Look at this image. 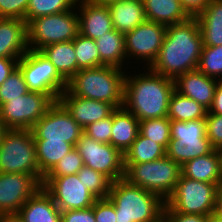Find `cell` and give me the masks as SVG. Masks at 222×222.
Segmentation results:
<instances>
[{"instance_id":"obj_1","label":"cell","mask_w":222,"mask_h":222,"mask_svg":"<svg viewBox=\"0 0 222 222\" xmlns=\"http://www.w3.org/2000/svg\"><path fill=\"white\" fill-rule=\"evenodd\" d=\"M203 40L195 17L168 25L158 57L149 67L153 72L175 79L198 68Z\"/></svg>"},{"instance_id":"obj_2","label":"cell","mask_w":222,"mask_h":222,"mask_svg":"<svg viewBox=\"0 0 222 222\" xmlns=\"http://www.w3.org/2000/svg\"><path fill=\"white\" fill-rule=\"evenodd\" d=\"M144 67V73L126 74L123 107L139 121L167 117L174 80Z\"/></svg>"},{"instance_id":"obj_3","label":"cell","mask_w":222,"mask_h":222,"mask_svg":"<svg viewBox=\"0 0 222 222\" xmlns=\"http://www.w3.org/2000/svg\"><path fill=\"white\" fill-rule=\"evenodd\" d=\"M108 198L114 204L116 222H162L165 201L125 178L111 183Z\"/></svg>"},{"instance_id":"obj_4","label":"cell","mask_w":222,"mask_h":222,"mask_svg":"<svg viewBox=\"0 0 222 222\" xmlns=\"http://www.w3.org/2000/svg\"><path fill=\"white\" fill-rule=\"evenodd\" d=\"M126 70L103 65L81 69L67 82V90L74 96L107 102L116 108L124 104Z\"/></svg>"},{"instance_id":"obj_5","label":"cell","mask_w":222,"mask_h":222,"mask_svg":"<svg viewBox=\"0 0 222 222\" xmlns=\"http://www.w3.org/2000/svg\"><path fill=\"white\" fill-rule=\"evenodd\" d=\"M124 168V178L129 183L159 195L164 201L182 174L181 165L168 156L146 163L124 164Z\"/></svg>"},{"instance_id":"obj_6","label":"cell","mask_w":222,"mask_h":222,"mask_svg":"<svg viewBox=\"0 0 222 222\" xmlns=\"http://www.w3.org/2000/svg\"><path fill=\"white\" fill-rule=\"evenodd\" d=\"M0 172L35 176L41 183L35 139L31 130L8 129L0 145Z\"/></svg>"},{"instance_id":"obj_7","label":"cell","mask_w":222,"mask_h":222,"mask_svg":"<svg viewBox=\"0 0 222 222\" xmlns=\"http://www.w3.org/2000/svg\"><path fill=\"white\" fill-rule=\"evenodd\" d=\"M170 136L166 156L181 166L186 161L207 155L214 149L206 135L205 118L186 122L171 120Z\"/></svg>"},{"instance_id":"obj_8","label":"cell","mask_w":222,"mask_h":222,"mask_svg":"<svg viewBox=\"0 0 222 222\" xmlns=\"http://www.w3.org/2000/svg\"><path fill=\"white\" fill-rule=\"evenodd\" d=\"M76 8L35 18L28 23L29 49L40 51L45 46L73 41L79 34Z\"/></svg>"},{"instance_id":"obj_9","label":"cell","mask_w":222,"mask_h":222,"mask_svg":"<svg viewBox=\"0 0 222 222\" xmlns=\"http://www.w3.org/2000/svg\"><path fill=\"white\" fill-rule=\"evenodd\" d=\"M218 185L192 180L181 174L165 205L174 212L209 215L215 210Z\"/></svg>"},{"instance_id":"obj_10","label":"cell","mask_w":222,"mask_h":222,"mask_svg":"<svg viewBox=\"0 0 222 222\" xmlns=\"http://www.w3.org/2000/svg\"><path fill=\"white\" fill-rule=\"evenodd\" d=\"M57 101L54 95L29 91L0 105V117L7 129L31 130Z\"/></svg>"},{"instance_id":"obj_11","label":"cell","mask_w":222,"mask_h":222,"mask_svg":"<svg viewBox=\"0 0 222 222\" xmlns=\"http://www.w3.org/2000/svg\"><path fill=\"white\" fill-rule=\"evenodd\" d=\"M28 90L54 95L58 100L67 89V82L59 75L55 66L40 51L29 50L18 61Z\"/></svg>"},{"instance_id":"obj_12","label":"cell","mask_w":222,"mask_h":222,"mask_svg":"<svg viewBox=\"0 0 222 222\" xmlns=\"http://www.w3.org/2000/svg\"><path fill=\"white\" fill-rule=\"evenodd\" d=\"M75 149L85 166L103 173L112 182L124 178V155L111 144L100 143L83 133Z\"/></svg>"},{"instance_id":"obj_13","label":"cell","mask_w":222,"mask_h":222,"mask_svg":"<svg viewBox=\"0 0 222 222\" xmlns=\"http://www.w3.org/2000/svg\"><path fill=\"white\" fill-rule=\"evenodd\" d=\"M31 131L35 141H62L74 147L84 133L59 101L33 125Z\"/></svg>"},{"instance_id":"obj_14","label":"cell","mask_w":222,"mask_h":222,"mask_svg":"<svg viewBox=\"0 0 222 222\" xmlns=\"http://www.w3.org/2000/svg\"><path fill=\"white\" fill-rule=\"evenodd\" d=\"M42 187L52 196L61 211L91 208L97 200L77 174L43 177Z\"/></svg>"},{"instance_id":"obj_15","label":"cell","mask_w":222,"mask_h":222,"mask_svg":"<svg viewBox=\"0 0 222 222\" xmlns=\"http://www.w3.org/2000/svg\"><path fill=\"white\" fill-rule=\"evenodd\" d=\"M166 25L146 21L125 34V51L127 60L141 59L148 67L158 57L166 35ZM129 58V59H128ZM131 58V59H130Z\"/></svg>"},{"instance_id":"obj_16","label":"cell","mask_w":222,"mask_h":222,"mask_svg":"<svg viewBox=\"0 0 222 222\" xmlns=\"http://www.w3.org/2000/svg\"><path fill=\"white\" fill-rule=\"evenodd\" d=\"M42 183L30 174L0 172V216L18 213Z\"/></svg>"},{"instance_id":"obj_17","label":"cell","mask_w":222,"mask_h":222,"mask_svg":"<svg viewBox=\"0 0 222 222\" xmlns=\"http://www.w3.org/2000/svg\"><path fill=\"white\" fill-rule=\"evenodd\" d=\"M58 101L83 129L94 122L111 116L117 109L107 102L74 96L67 89L61 93Z\"/></svg>"},{"instance_id":"obj_18","label":"cell","mask_w":222,"mask_h":222,"mask_svg":"<svg viewBox=\"0 0 222 222\" xmlns=\"http://www.w3.org/2000/svg\"><path fill=\"white\" fill-rule=\"evenodd\" d=\"M219 79L209 77L198 69L174 79V90L201 104L208 111L212 106Z\"/></svg>"},{"instance_id":"obj_19","label":"cell","mask_w":222,"mask_h":222,"mask_svg":"<svg viewBox=\"0 0 222 222\" xmlns=\"http://www.w3.org/2000/svg\"><path fill=\"white\" fill-rule=\"evenodd\" d=\"M76 7L78 8L76 10H78L79 33L81 35L96 40L114 29L108 6L77 0Z\"/></svg>"},{"instance_id":"obj_20","label":"cell","mask_w":222,"mask_h":222,"mask_svg":"<svg viewBox=\"0 0 222 222\" xmlns=\"http://www.w3.org/2000/svg\"><path fill=\"white\" fill-rule=\"evenodd\" d=\"M29 50L28 24L20 19L0 18V57L21 58Z\"/></svg>"},{"instance_id":"obj_21","label":"cell","mask_w":222,"mask_h":222,"mask_svg":"<svg viewBox=\"0 0 222 222\" xmlns=\"http://www.w3.org/2000/svg\"><path fill=\"white\" fill-rule=\"evenodd\" d=\"M18 214L25 222H62L61 210L43 187L21 206Z\"/></svg>"},{"instance_id":"obj_22","label":"cell","mask_w":222,"mask_h":222,"mask_svg":"<svg viewBox=\"0 0 222 222\" xmlns=\"http://www.w3.org/2000/svg\"><path fill=\"white\" fill-rule=\"evenodd\" d=\"M115 30L126 34L147 21L142 0H119L108 5Z\"/></svg>"},{"instance_id":"obj_23","label":"cell","mask_w":222,"mask_h":222,"mask_svg":"<svg viewBox=\"0 0 222 222\" xmlns=\"http://www.w3.org/2000/svg\"><path fill=\"white\" fill-rule=\"evenodd\" d=\"M182 175L192 180L212 184L222 183L220 158L217 149L209 154L186 161L182 166Z\"/></svg>"},{"instance_id":"obj_24","label":"cell","mask_w":222,"mask_h":222,"mask_svg":"<svg viewBox=\"0 0 222 222\" xmlns=\"http://www.w3.org/2000/svg\"><path fill=\"white\" fill-rule=\"evenodd\" d=\"M139 120L124 107L113 112L111 145L123 154L132 145L138 136Z\"/></svg>"},{"instance_id":"obj_25","label":"cell","mask_w":222,"mask_h":222,"mask_svg":"<svg viewBox=\"0 0 222 222\" xmlns=\"http://www.w3.org/2000/svg\"><path fill=\"white\" fill-rule=\"evenodd\" d=\"M147 21L166 26L179 24L191 18L180 0H142Z\"/></svg>"},{"instance_id":"obj_26","label":"cell","mask_w":222,"mask_h":222,"mask_svg":"<svg viewBox=\"0 0 222 222\" xmlns=\"http://www.w3.org/2000/svg\"><path fill=\"white\" fill-rule=\"evenodd\" d=\"M195 18L199 24L203 46L222 45V0H211Z\"/></svg>"},{"instance_id":"obj_27","label":"cell","mask_w":222,"mask_h":222,"mask_svg":"<svg viewBox=\"0 0 222 222\" xmlns=\"http://www.w3.org/2000/svg\"><path fill=\"white\" fill-rule=\"evenodd\" d=\"M95 43L100 54V66H114L123 70H125L124 64L129 66L125 58V34L113 29L98 37Z\"/></svg>"},{"instance_id":"obj_28","label":"cell","mask_w":222,"mask_h":222,"mask_svg":"<svg viewBox=\"0 0 222 222\" xmlns=\"http://www.w3.org/2000/svg\"><path fill=\"white\" fill-rule=\"evenodd\" d=\"M55 66L59 75L68 82L77 72V60L73 41L45 46L40 50Z\"/></svg>"},{"instance_id":"obj_29","label":"cell","mask_w":222,"mask_h":222,"mask_svg":"<svg viewBox=\"0 0 222 222\" xmlns=\"http://www.w3.org/2000/svg\"><path fill=\"white\" fill-rule=\"evenodd\" d=\"M123 155L124 164L146 163L166 156V149L139 132L136 140Z\"/></svg>"},{"instance_id":"obj_30","label":"cell","mask_w":222,"mask_h":222,"mask_svg":"<svg viewBox=\"0 0 222 222\" xmlns=\"http://www.w3.org/2000/svg\"><path fill=\"white\" fill-rule=\"evenodd\" d=\"M208 110L195 100L173 91L168 106L170 120L190 121L205 118Z\"/></svg>"},{"instance_id":"obj_31","label":"cell","mask_w":222,"mask_h":222,"mask_svg":"<svg viewBox=\"0 0 222 222\" xmlns=\"http://www.w3.org/2000/svg\"><path fill=\"white\" fill-rule=\"evenodd\" d=\"M39 172L45 176L62 158L75 148L62 141H35Z\"/></svg>"},{"instance_id":"obj_32","label":"cell","mask_w":222,"mask_h":222,"mask_svg":"<svg viewBox=\"0 0 222 222\" xmlns=\"http://www.w3.org/2000/svg\"><path fill=\"white\" fill-rule=\"evenodd\" d=\"M77 0H29L26 23L42 16L61 13L76 8Z\"/></svg>"},{"instance_id":"obj_33","label":"cell","mask_w":222,"mask_h":222,"mask_svg":"<svg viewBox=\"0 0 222 222\" xmlns=\"http://www.w3.org/2000/svg\"><path fill=\"white\" fill-rule=\"evenodd\" d=\"M73 43L77 60V72L81 69L100 66V54L95 40L79 33Z\"/></svg>"},{"instance_id":"obj_34","label":"cell","mask_w":222,"mask_h":222,"mask_svg":"<svg viewBox=\"0 0 222 222\" xmlns=\"http://www.w3.org/2000/svg\"><path fill=\"white\" fill-rule=\"evenodd\" d=\"M171 120L168 117L153 118L139 121L140 133L152 141L162 145L165 149L171 141Z\"/></svg>"},{"instance_id":"obj_35","label":"cell","mask_w":222,"mask_h":222,"mask_svg":"<svg viewBox=\"0 0 222 222\" xmlns=\"http://www.w3.org/2000/svg\"><path fill=\"white\" fill-rule=\"evenodd\" d=\"M77 176L97 199L108 197L112 181L103 173L84 165Z\"/></svg>"},{"instance_id":"obj_36","label":"cell","mask_w":222,"mask_h":222,"mask_svg":"<svg viewBox=\"0 0 222 222\" xmlns=\"http://www.w3.org/2000/svg\"><path fill=\"white\" fill-rule=\"evenodd\" d=\"M197 69L209 77L221 80L222 45L203 46Z\"/></svg>"},{"instance_id":"obj_37","label":"cell","mask_w":222,"mask_h":222,"mask_svg":"<svg viewBox=\"0 0 222 222\" xmlns=\"http://www.w3.org/2000/svg\"><path fill=\"white\" fill-rule=\"evenodd\" d=\"M29 92L24 75L17 66L8 78L0 85V105L10 99L18 98Z\"/></svg>"},{"instance_id":"obj_38","label":"cell","mask_w":222,"mask_h":222,"mask_svg":"<svg viewBox=\"0 0 222 222\" xmlns=\"http://www.w3.org/2000/svg\"><path fill=\"white\" fill-rule=\"evenodd\" d=\"M83 166L84 163L81 155L73 148L44 177H62L77 174Z\"/></svg>"},{"instance_id":"obj_39","label":"cell","mask_w":222,"mask_h":222,"mask_svg":"<svg viewBox=\"0 0 222 222\" xmlns=\"http://www.w3.org/2000/svg\"><path fill=\"white\" fill-rule=\"evenodd\" d=\"M113 113L111 116L94 122L84 128V134L103 144H111Z\"/></svg>"},{"instance_id":"obj_40","label":"cell","mask_w":222,"mask_h":222,"mask_svg":"<svg viewBox=\"0 0 222 222\" xmlns=\"http://www.w3.org/2000/svg\"><path fill=\"white\" fill-rule=\"evenodd\" d=\"M29 0H0V18L20 19L26 22Z\"/></svg>"},{"instance_id":"obj_41","label":"cell","mask_w":222,"mask_h":222,"mask_svg":"<svg viewBox=\"0 0 222 222\" xmlns=\"http://www.w3.org/2000/svg\"><path fill=\"white\" fill-rule=\"evenodd\" d=\"M206 135L214 149L222 146V115L207 112Z\"/></svg>"},{"instance_id":"obj_42","label":"cell","mask_w":222,"mask_h":222,"mask_svg":"<svg viewBox=\"0 0 222 222\" xmlns=\"http://www.w3.org/2000/svg\"><path fill=\"white\" fill-rule=\"evenodd\" d=\"M93 211L96 222H116L115 207L108 197L97 199Z\"/></svg>"},{"instance_id":"obj_43","label":"cell","mask_w":222,"mask_h":222,"mask_svg":"<svg viewBox=\"0 0 222 222\" xmlns=\"http://www.w3.org/2000/svg\"><path fill=\"white\" fill-rule=\"evenodd\" d=\"M206 220L207 215L174 212L166 205L164 206L162 222H206Z\"/></svg>"},{"instance_id":"obj_44","label":"cell","mask_w":222,"mask_h":222,"mask_svg":"<svg viewBox=\"0 0 222 222\" xmlns=\"http://www.w3.org/2000/svg\"><path fill=\"white\" fill-rule=\"evenodd\" d=\"M62 222H96L93 206L86 209L61 211Z\"/></svg>"},{"instance_id":"obj_45","label":"cell","mask_w":222,"mask_h":222,"mask_svg":"<svg viewBox=\"0 0 222 222\" xmlns=\"http://www.w3.org/2000/svg\"><path fill=\"white\" fill-rule=\"evenodd\" d=\"M211 0H180L183 8L191 17H196L201 13Z\"/></svg>"},{"instance_id":"obj_46","label":"cell","mask_w":222,"mask_h":222,"mask_svg":"<svg viewBox=\"0 0 222 222\" xmlns=\"http://www.w3.org/2000/svg\"><path fill=\"white\" fill-rule=\"evenodd\" d=\"M20 58L0 57V85L8 78L12 71L18 66Z\"/></svg>"},{"instance_id":"obj_47","label":"cell","mask_w":222,"mask_h":222,"mask_svg":"<svg viewBox=\"0 0 222 222\" xmlns=\"http://www.w3.org/2000/svg\"><path fill=\"white\" fill-rule=\"evenodd\" d=\"M210 113L222 115V79L218 81Z\"/></svg>"},{"instance_id":"obj_48","label":"cell","mask_w":222,"mask_h":222,"mask_svg":"<svg viewBox=\"0 0 222 222\" xmlns=\"http://www.w3.org/2000/svg\"><path fill=\"white\" fill-rule=\"evenodd\" d=\"M214 212L222 217V183L217 186Z\"/></svg>"},{"instance_id":"obj_49","label":"cell","mask_w":222,"mask_h":222,"mask_svg":"<svg viewBox=\"0 0 222 222\" xmlns=\"http://www.w3.org/2000/svg\"><path fill=\"white\" fill-rule=\"evenodd\" d=\"M0 222H25L18 213L4 214L0 216Z\"/></svg>"},{"instance_id":"obj_50","label":"cell","mask_w":222,"mask_h":222,"mask_svg":"<svg viewBox=\"0 0 222 222\" xmlns=\"http://www.w3.org/2000/svg\"><path fill=\"white\" fill-rule=\"evenodd\" d=\"M89 3L95 4V5H104L108 6L109 4L113 2H117L119 0H86Z\"/></svg>"},{"instance_id":"obj_51","label":"cell","mask_w":222,"mask_h":222,"mask_svg":"<svg viewBox=\"0 0 222 222\" xmlns=\"http://www.w3.org/2000/svg\"><path fill=\"white\" fill-rule=\"evenodd\" d=\"M206 222H222V217L213 212L207 215Z\"/></svg>"},{"instance_id":"obj_52","label":"cell","mask_w":222,"mask_h":222,"mask_svg":"<svg viewBox=\"0 0 222 222\" xmlns=\"http://www.w3.org/2000/svg\"><path fill=\"white\" fill-rule=\"evenodd\" d=\"M7 127L5 126L4 122L2 121L1 117H0V145H1V141L3 139L4 133L7 131Z\"/></svg>"},{"instance_id":"obj_53","label":"cell","mask_w":222,"mask_h":222,"mask_svg":"<svg viewBox=\"0 0 222 222\" xmlns=\"http://www.w3.org/2000/svg\"><path fill=\"white\" fill-rule=\"evenodd\" d=\"M217 152L220 158V168H221V174H222V146L217 149Z\"/></svg>"}]
</instances>
